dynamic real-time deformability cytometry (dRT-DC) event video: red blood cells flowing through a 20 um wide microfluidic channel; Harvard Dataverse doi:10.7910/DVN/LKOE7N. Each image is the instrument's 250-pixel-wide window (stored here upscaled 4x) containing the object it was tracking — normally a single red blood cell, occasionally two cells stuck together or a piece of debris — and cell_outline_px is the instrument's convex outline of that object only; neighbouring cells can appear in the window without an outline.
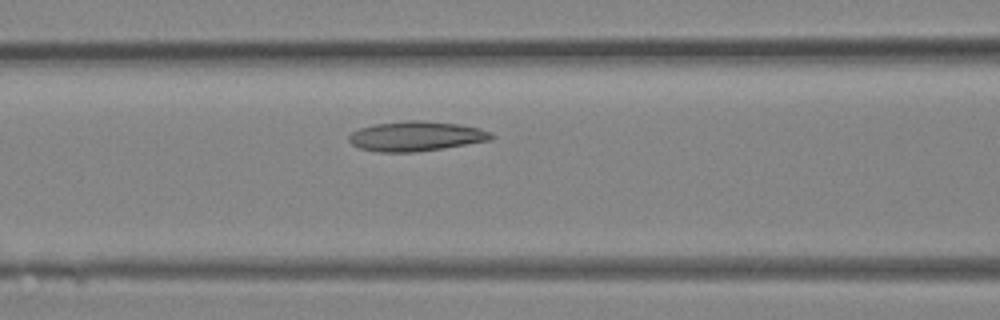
{"species": "Egyptian fruit bat (a non-hibernating species)", "species_latin": "Rousettus aegyptiacus", "temperature_condition": "room temperature", "stored_images_in_passage": 4, "camera_frame_rate_fps": 3000, "um_per_image_px": 0.085, "animal": {"sex": "female"}, "frame": {"image": 1, "passage_image": 3, "time_ms": 0.667, "image_size_px": [1000, 320], "cell_outline_px": [[496, 136], [492, 140], [444, 148], [416, 152], [376, 152], [360, 148], [352, 144], [348, 140], [348, 136], [352, 132], [360, 128], [376, 124], [408, 120], [420, 120], [460, 124], [480, 128], [492, 132]], "centroid_in_image_um": [35.41, 11.58], "position_along_channel_um": 131.2, "area_um2": 24.91}}